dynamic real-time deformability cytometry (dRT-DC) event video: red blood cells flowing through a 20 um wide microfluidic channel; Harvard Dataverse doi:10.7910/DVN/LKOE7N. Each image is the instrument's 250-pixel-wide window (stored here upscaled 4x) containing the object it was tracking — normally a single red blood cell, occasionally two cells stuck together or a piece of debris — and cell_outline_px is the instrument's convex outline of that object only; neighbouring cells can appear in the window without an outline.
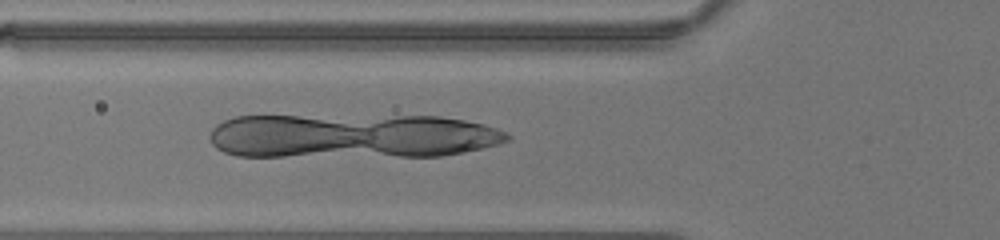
{"species": "human", "species_latin": "Homo sapiens", "temperature_condition": "warm", "stored_images_in_passage": 6, "camera_frame_rate_fps": 3000, "um_per_image_px": 0.085, "donor": {"sex": "male"}, "frame": {"image": 1, "passage_image": 3, "time_ms": 0.667, "image_size_px": [1000, 240], "cell_outline_px": [[476, 124], [468, 148], [452, 152], [424, 156], [392, 152], [392, 120], [456, 120]], "centroid_in_image_um": [36.61, 11.6], "position_along_channel_um": 89.2, "area_um2": 18.84}}
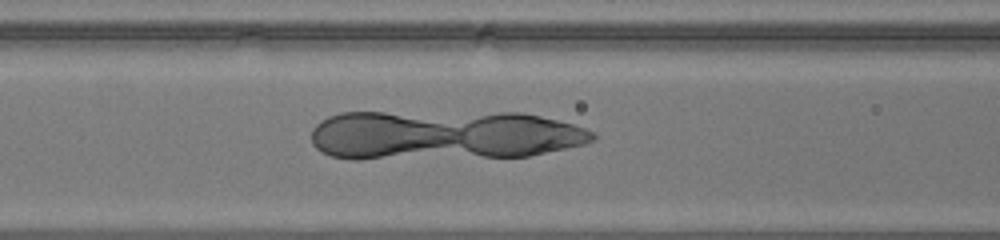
{"frame": {"image": 2, "passage_image": 5, "time_ms": 1.333, "image_size_px": [1000, 240], "cell_outline_px": [[564, 144], [552, 148], [520, 156], [492, 156], [480, 152], [480, 120], [492, 116], [532, 116], [564, 124]], "centroid_in_image_um": [44.11, 11.51], "position_along_channel_um": 122.5, "area_um2": 21.21}}